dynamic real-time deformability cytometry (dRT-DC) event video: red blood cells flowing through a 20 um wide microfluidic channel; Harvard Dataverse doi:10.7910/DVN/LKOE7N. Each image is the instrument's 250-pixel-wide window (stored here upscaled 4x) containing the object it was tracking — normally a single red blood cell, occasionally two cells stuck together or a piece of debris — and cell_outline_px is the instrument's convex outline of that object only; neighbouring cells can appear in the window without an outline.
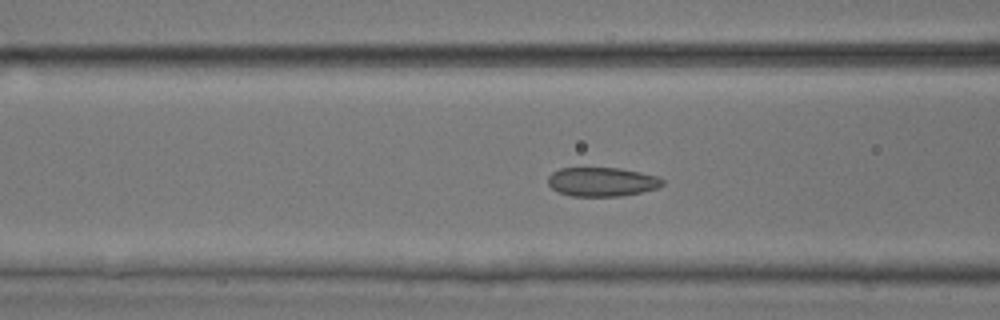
{"species": "common noctule bat (a hibernating species)", "species_latin": "Nyctalus noctula", "temperature_condition": "room temperature", "stored_images_in_passage": 40, "camera_frame_rate_fps": 3000, "um_per_image_px": 0.085, "animal": {"sex": "male", "body_mass_g": 17.9, "forearm_length_mm": 54.2}, "frame": {"image": 1, "passage_image": 15, "time_ms": 4.667, "image_size_px": [1000, 320], "cell_outline_px": [[664, 184], [656, 188], [640, 192], [620, 196], [572, 196], [560, 192], [552, 188], [548, 184], [548, 176], [552, 172], [560, 168], [620, 168], [640, 172], [656, 176], [664, 180]], "centroid_in_image_um": [51.15, 15.45], "position_along_channel_um": 115.4, "area_um2": 19.25}}
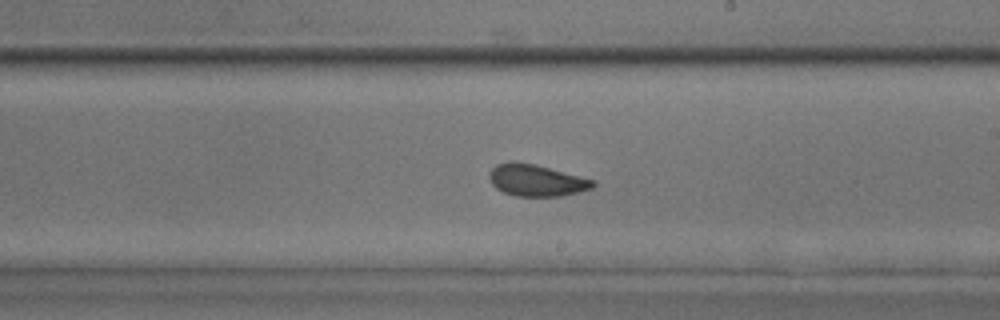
{"frame": {"image": 2, "passage_image": 25, "time_ms": 8.0, "image_size_px": [1000, 320], "cell_outline_px": [[596, 184], [592, 188], [560, 196], [516, 196], [504, 192], [496, 188], [492, 184], [488, 176], [488, 172], [496, 164], [512, 160], [532, 164], [596, 180]], "centroid_in_image_um": [45.55, 15.32], "position_along_channel_um": 243.4, "area_um2": 19.07}}
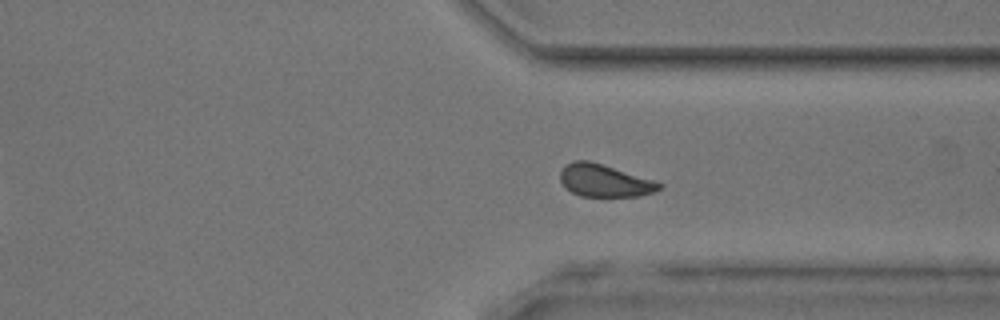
{"frame": {"image": 3, "passage_image": 34, "time_ms": 11.0, "image_size_px": [1000, 320], "cell_outline_px": [[664, 188], [640, 196], [580, 196], [564, 188], [560, 180], [560, 172], [564, 164], [576, 160], [588, 160], [652, 180], [664, 184]], "centroid_in_image_um": [51.34, 15.36], "position_along_channel_um": 360.1, "area_um2": 18.61}}